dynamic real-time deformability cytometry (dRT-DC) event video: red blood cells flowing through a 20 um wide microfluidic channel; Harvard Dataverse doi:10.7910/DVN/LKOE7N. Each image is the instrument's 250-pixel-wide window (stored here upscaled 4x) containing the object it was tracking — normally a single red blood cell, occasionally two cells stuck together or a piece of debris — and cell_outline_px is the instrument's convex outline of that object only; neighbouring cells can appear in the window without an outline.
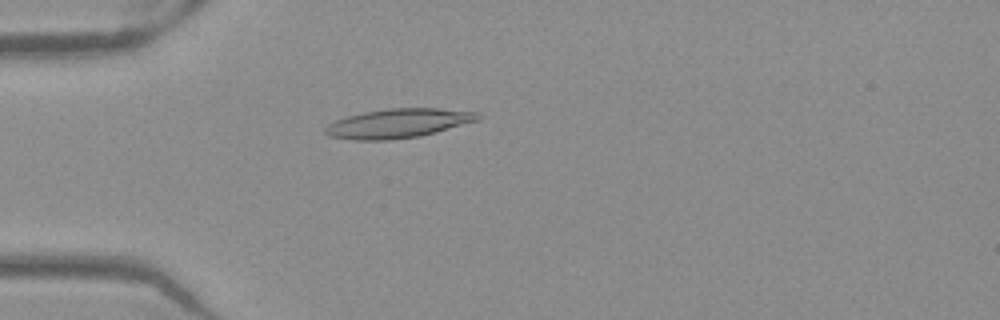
{"species": "Egyptian fruit bat (a non-hibernating species)", "species_latin": "Rousettus aegyptiacus", "temperature_condition": "warm", "stored_images_in_passage": 43, "camera_frame_rate_fps": 3000, "um_per_image_px": 0.085, "frame": {"image": 1, "passage_image": 6, "time_ms": 1.667, "image_size_px": [1000, 320], "cell_outline_px": [[484, 116], [480, 120], [436, 132], [420, 136], [388, 140], [356, 140], [328, 136], [324, 132], [324, 128], [328, 124], [336, 120], [348, 116], [364, 112], [388, 108], [440, 108], [476, 112]], "centroid_in_image_um": [33.87, 10.48], "position_along_channel_um": 51.1, "area_um2": 26.07}}
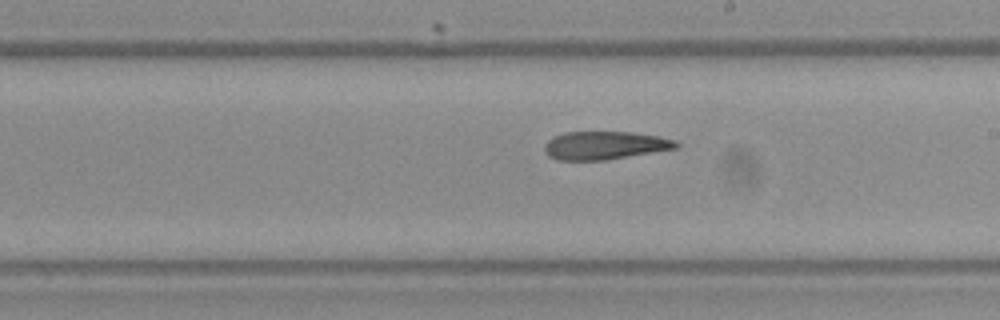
{"frame": {"image": 2, "passage_image": 21, "time_ms": 6.667, "image_size_px": [1000, 320], "cell_outline_px": [[680, 144], [676, 148], [604, 160], [556, 160], [548, 156], [544, 152], [544, 144], [552, 136], [564, 132], [632, 132], [660, 136], [676, 140]], "centroid_in_image_um": [51.36, 12.35], "position_along_channel_um": 237.6, "area_um2": 21.68}}
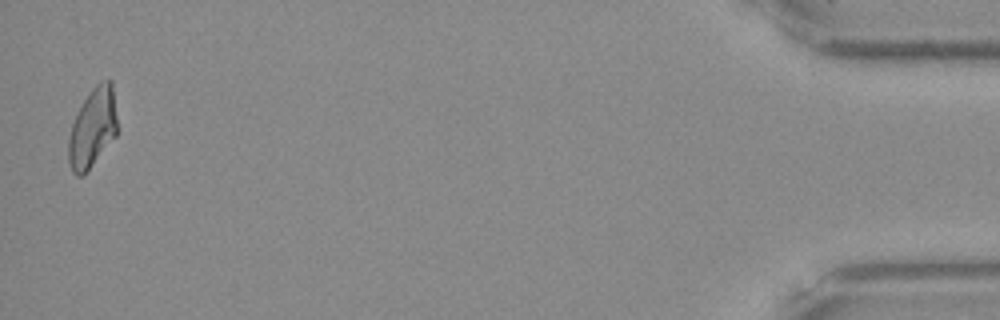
{"frame": {"image": 3, "passage_image": 42, "time_ms": 13.667, "image_size_px": [1000, 320], "cell_outline_px": [[116, 136], [84, 176], [76, 176], [72, 172], [68, 160], [68, 140], [72, 124], [84, 100], [92, 88], [100, 80], [108, 76], [112, 80], [116, 116]], "centroid_in_image_um": [7.87, 10.87], "position_along_channel_um": 427.3, "area_um2": 22.66}, "authors_computed_cell_mechanics": {"area_um2": 22.5998, "velocity_mm_per_s": 3.9767, "shape_relaxation_time_tau1_ms": null, "shape_relaxation_time_tau2_ms": 3.3153, "deformation_change_tau1": null, "deformation_change_tau2": 0.1349}}